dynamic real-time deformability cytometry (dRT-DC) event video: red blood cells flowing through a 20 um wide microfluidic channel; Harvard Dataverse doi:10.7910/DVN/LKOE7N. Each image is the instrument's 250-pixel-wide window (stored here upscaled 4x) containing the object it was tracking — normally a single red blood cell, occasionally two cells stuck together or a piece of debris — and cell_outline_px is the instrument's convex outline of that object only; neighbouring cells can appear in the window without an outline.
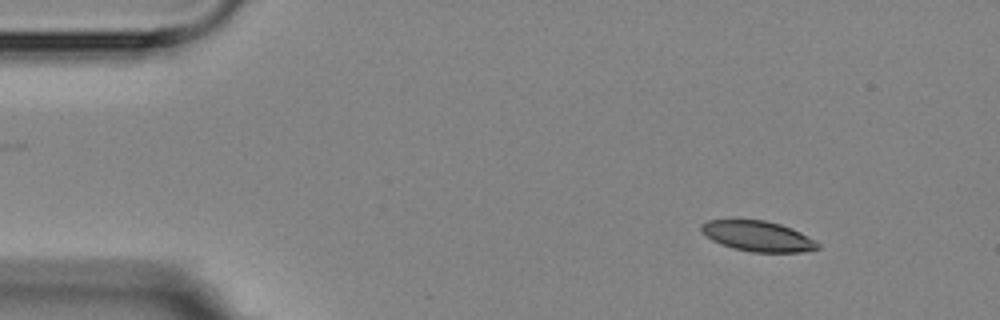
{"species": "Egyptian fruit bat (a non-hibernating species)", "species_latin": "Rousettus aegyptiacus", "temperature_condition": "room temperature", "stored_images_in_passage": 2, "camera_frame_rate_fps": 3000, "um_per_image_px": 0.085, "animal": {"sex": "female"}, "frame": {"image": 1, "passage_image": 1, "time_ms": 0.0, "image_size_px": [1000, 320], "cell_outline_px": [[820, 248], [800, 252], [752, 252], [732, 248], [712, 240], [700, 232], [700, 224], [708, 220], [764, 220], [780, 224], [792, 228], [800, 232], [820, 244]], "centroid_in_image_um": [64.38, 20.07], "position_along_channel_um": 20.6, "area_um2": 20.58}}